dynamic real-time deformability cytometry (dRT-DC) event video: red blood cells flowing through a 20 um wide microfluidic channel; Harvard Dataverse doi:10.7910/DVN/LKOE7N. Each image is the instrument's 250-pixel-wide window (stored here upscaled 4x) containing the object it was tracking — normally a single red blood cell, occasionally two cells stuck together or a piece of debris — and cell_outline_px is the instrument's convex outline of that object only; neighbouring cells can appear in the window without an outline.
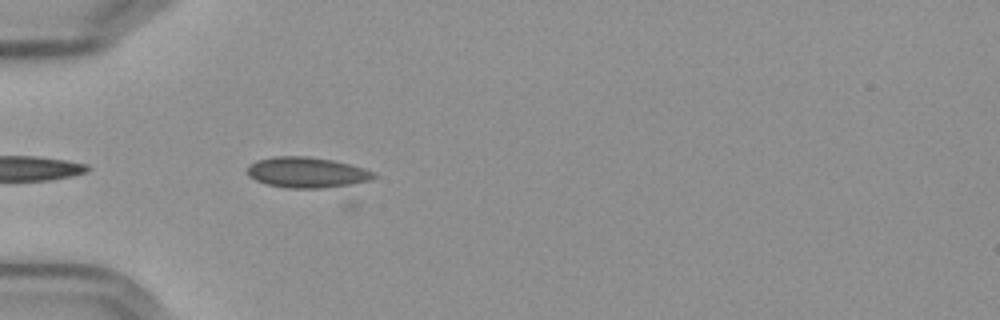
{"species": "Egyptian fruit bat (a non-hibernating species)", "species_latin": "Rousettus aegyptiacus", "temperature_condition": "cold", "stored_images_in_passage": 10, "camera_frame_rate_fps": 3000, "um_per_image_px": 0.085, "frame": {"image": 1, "passage_image": 5, "time_ms": 1.333, "image_size_px": [1000, 320], "cell_outline_px": [[376, 176], [368, 180], [348, 184], [320, 188], [292, 188], [268, 184], [256, 180], [248, 176], [248, 168], [256, 160], [272, 156], [308, 156], [332, 160], [364, 168], [376, 172]], "centroid_in_image_um": [26.06, 14.64], "position_along_channel_um": 58.9, "area_um2": 22.2}}
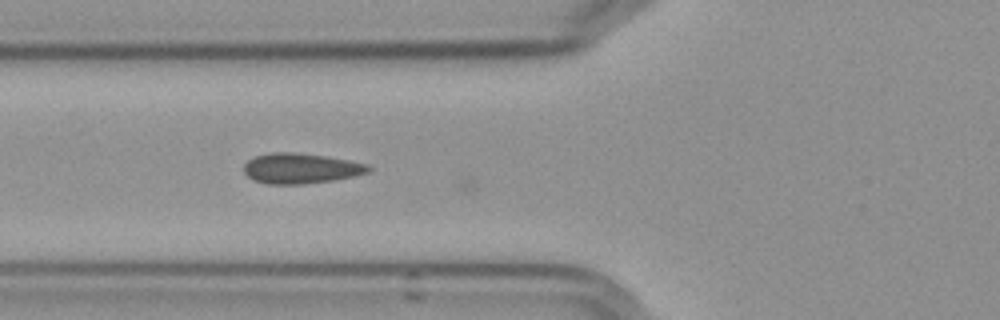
{"frame": {"image": 2, "passage_image": 9, "time_ms": 2.667, "image_size_px": [1000, 320], "cell_outline_px": [[372, 168], [368, 172], [352, 176], [332, 180], [304, 184], [268, 184], [256, 180], [248, 176], [244, 172], [244, 164], [248, 160], [256, 156], [272, 152], [292, 152], [324, 156], [348, 160], [368, 164]], "centroid_in_image_um": [25.56, 14.31], "position_along_channel_um": 100.2, "area_um2": 21.73}}